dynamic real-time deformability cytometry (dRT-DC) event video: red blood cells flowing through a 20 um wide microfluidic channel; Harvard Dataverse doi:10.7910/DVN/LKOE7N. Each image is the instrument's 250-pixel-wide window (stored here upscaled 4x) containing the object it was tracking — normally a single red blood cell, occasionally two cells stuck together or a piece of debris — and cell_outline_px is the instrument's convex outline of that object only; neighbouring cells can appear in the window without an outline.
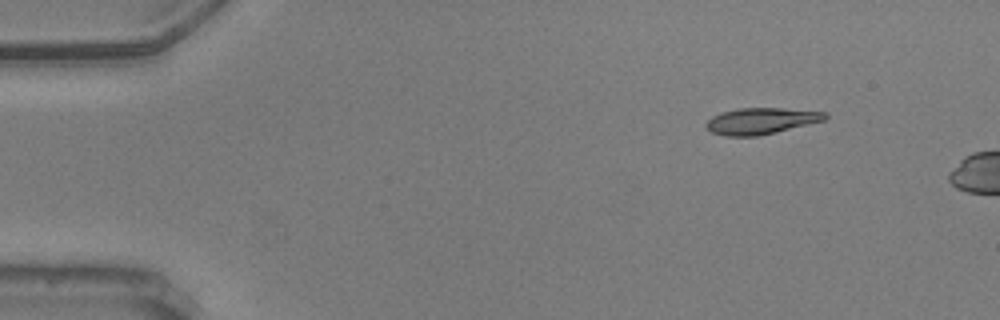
{"species": "common noctule bat (a hibernating species)", "species_latin": "Nyctalus noctula", "temperature_condition": "warm", "stored_images_in_passage": 5, "camera_frame_rate_fps": 3000, "um_per_image_px": 0.085, "animal": {"sex": "male", "body_mass_g": 20.5, "forearm_length_mm": 52.5}, "frame": {"image": 1, "passage_image": 1, "time_ms": 0.0, "image_size_px": [1000, 320], "cell_outline_px": [[828, 116], [824, 120], [760, 136], [724, 136], [712, 132], [704, 128], [704, 124], [712, 116], [720, 112], [740, 108], [784, 108], [828, 112]], "centroid_in_image_um": [64.65, 10.28], "position_along_channel_um": 20.3, "area_um2": 18.38}}